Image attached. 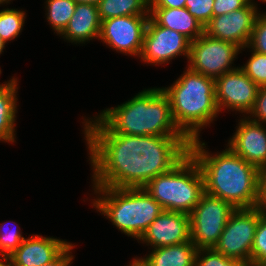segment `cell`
Wrapping results in <instances>:
<instances>
[{"instance_id":"6da1fadb","label":"cell","mask_w":266,"mask_h":266,"mask_svg":"<svg viewBox=\"0 0 266 266\" xmlns=\"http://www.w3.org/2000/svg\"><path fill=\"white\" fill-rule=\"evenodd\" d=\"M98 187L143 188L160 174L172 170L189 154L186 136L84 133Z\"/></svg>"},{"instance_id":"7a4b0ae2","label":"cell","mask_w":266,"mask_h":266,"mask_svg":"<svg viewBox=\"0 0 266 266\" xmlns=\"http://www.w3.org/2000/svg\"><path fill=\"white\" fill-rule=\"evenodd\" d=\"M93 118H83L84 133L185 136L173 120L168 96L156 87L144 89Z\"/></svg>"},{"instance_id":"3957f363","label":"cell","mask_w":266,"mask_h":266,"mask_svg":"<svg viewBox=\"0 0 266 266\" xmlns=\"http://www.w3.org/2000/svg\"><path fill=\"white\" fill-rule=\"evenodd\" d=\"M200 137L191 140L189 154L195 159L204 179V192L218 197L234 208L256 207L259 169L229 147L210 154Z\"/></svg>"},{"instance_id":"277c9868","label":"cell","mask_w":266,"mask_h":266,"mask_svg":"<svg viewBox=\"0 0 266 266\" xmlns=\"http://www.w3.org/2000/svg\"><path fill=\"white\" fill-rule=\"evenodd\" d=\"M186 68L171 86L161 89L169 98L176 126L191 141L199 138L202 127L210 125L220 112L215 79Z\"/></svg>"},{"instance_id":"5b68a950","label":"cell","mask_w":266,"mask_h":266,"mask_svg":"<svg viewBox=\"0 0 266 266\" xmlns=\"http://www.w3.org/2000/svg\"><path fill=\"white\" fill-rule=\"evenodd\" d=\"M91 202L97 212L108 218L118 230L139 242L149 225L164 211L144 188L93 186Z\"/></svg>"},{"instance_id":"8992f818","label":"cell","mask_w":266,"mask_h":266,"mask_svg":"<svg viewBox=\"0 0 266 266\" xmlns=\"http://www.w3.org/2000/svg\"><path fill=\"white\" fill-rule=\"evenodd\" d=\"M164 210L190 214L204 193V179L195 159L188 154L172 170L143 187Z\"/></svg>"},{"instance_id":"52a82bcc","label":"cell","mask_w":266,"mask_h":266,"mask_svg":"<svg viewBox=\"0 0 266 266\" xmlns=\"http://www.w3.org/2000/svg\"><path fill=\"white\" fill-rule=\"evenodd\" d=\"M230 203L204 192L189 214L191 241L197 249H212L218 243L232 212Z\"/></svg>"},{"instance_id":"ba28073f","label":"cell","mask_w":266,"mask_h":266,"mask_svg":"<svg viewBox=\"0 0 266 266\" xmlns=\"http://www.w3.org/2000/svg\"><path fill=\"white\" fill-rule=\"evenodd\" d=\"M259 216L256 207L235 209L213 249L245 265L251 264V250Z\"/></svg>"},{"instance_id":"9c48e42d","label":"cell","mask_w":266,"mask_h":266,"mask_svg":"<svg viewBox=\"0 0 266 266\" xmlns=\"http://www.w3.org/2000/svg\"><path fill=\"white\" fill-rule=\"evenodd\" d=\"M240 51L241 49L231 42L203 33L191 42L187 66L194 72L216 79L238 68L232 64Z\"/></svg>"},{"instance_id":"30bf717a","label":"cell","mask_w":266,"mask_h":266,"mask_svg":"<svg viewBox=\"0 0 266 266\" xmlns=\"http://www.w3.org/2000/svg\"><path fill=\"white\" fill-rule=\"evenodd\" d=\"M150 15H130L101 21L98 40L116 52L140 57Z\"/></svg>"},{"instance_id":"8fae6325","label":"cell","mask_w":266,"mask_h":266,"mask_svg":"<svg viewBox=\"0 0 266 266\" xmlns=\"http://www.w3.org/2000/svg\"><path fill=\"white\" fill-rule=\"evenodd\" d=\"M191 41L175 30L157 25L149 18L140 59L146 64L162 65L178 56L189 58Z\"/></svg>"},{"instance_id":"7c38bea8","label":"cell","mask_w":266,"mask_h":266,"mask_svg":"<svg viewBox=\"0 0 266 266\" xmlns=\"http://www.w3.org/2000/svg\"><path fill=\"white\" fill-rule=\"evenodd\" d=\"M258 88L239 67L224 73L215 79V98L219 112L229 109L248 116L254 106Z\"/></svg>"},{"instance_id":"4fadbf2b","label":"cell","mask_w":266,"mask_h":266,"mask_svg":"<svg viewBox=\"0 0 266 266\" xmlns=\"http://www.w3.org/2000/svg\"><path fill=\"white\" fill-rule=\"evenodd\" d=\"M259 12L257 3L250 1L244 8L212 17L204 27V33L212 38L231 42L241 50L246 49Z\"/></svg>"},{"instance_id":"5bb4252c","label":"cell","mask_w":266,"mask_h":266,"mask_svg":"<svg viewBox=\"0 0 266 266\" xmlns=\"http://www.w3.org/2000/svg\"><path fill=\"white\" fill-rule=\"evenodd\" d=\"M236 127L234 135L228 140L227 147L259 170L265 168L266 124L243 116Z\"/></svg>"},{"instance_id":"9a60e30c","label":"cell","mask_w":266,"mask_h":266,"mask_svg":"<svg viewBox=\"0 0 266 266\" xmlns=\"http://www.w3.org/2000/svg\"><path fill=\"white\" fill-rule=\"evenodd\" d=\"M139 240L150 245L151 249L190 241V217L181 212L164 210Z\"/></svg>"},{"instance_id":"2e32d148","label":"cell","mask_w":266,"mask_h":266,"mask_svg":"<svg viewBox=\"0 0 266 266\" xmlns=\"http://www.w3.org/2000/svg\"><path fill=\"white\" fill-rule=\"evenodd\" d=\"M70 244L53 236L31 235L7 260L10 266H42L56 259Z\"/></svg>"},{"instance_id":"e0dca14e","label":"cell","mask_w":266,"mask_h":266,"mask_svg":"<svg viewBox=\"0 0 266 266\" xmlns=\"http://www.w3.org/2000/svg\"><path fill=\"white\" fill-rule=\"evenodd\" d=\"M100 27L101 19L99 17L98 6L88 3H77L68 26L59 36L74 44H85L92 39L99 38Z\"/></svg>"},{"instance_id":"ac0fdd59","label":"cell","mask_w":266,"mask_h":266,"mask_svg":"<svg viewBox=\"0 0 266 266\" xmlns=\"http://www.w3.org/2000/svg\"><path fill=\"white\" fill-rule=\"evenodd\" d=\"M150 18L159 26L181 33L191 42L204 33V26L192 16L186 7H149Z\"/></svg>"},{"instance_id":"d6986e66","label":"cell","mask_w":266,"mask_h":266,"mask_svg":"<svg viewBox=\"0 0 266 266\" xmlns=\"http://www.w3.org/2000/svg\"><path fill=\"white\" fill-rule=\"evenodd\" d=\"M17 81V78L12 77L0 84V141L2 142H16Z\"/></svg>"},{"instance_id":"ffe728a7","label":"cell","mask_w":266,"mask_h":266,"mask_svg":"<svg viewBox=\"0 0 266 266\" xmlns=\"http://www.w3.org/2000/svg\"><path fill=\"white\" fill-rule=\"evenodd\" d=\"M198 249L193 242L153 248L142 259L148 266H195Z\"/></svg>"},{"instance_id":"44dd1931","label":"cell","mask_w":266,"mask_h":266,"mask_svg":"<svg viewBox=\"0 0 266 266\" xmlns=\"http://www.w3.org/2000/svg\"><path fill=\"white\" fill-rule=\"evenodd\" d=\"M101 21L130 15H150L149 0H101L98 3Z\"/></svg>"},{"instance_id":"7402d4cb","label":"cell","mask_w":266,"mask_h":266,"mask_svg":"<svg viewBox=\"0 0 266 266\" xmlns=\"http://www.w3.org/2000/svg\"><path fill=\"white\" fill-rule=\"evenodd\" d=\"M44 3L47 22L54 32L60 35L68 26L77 3L73 0H46Z\"/></svg>"},{"instance_id":"603a6c76","label":"cell","mask_w":266,"mask_h":266,"mask_svg":"<svg viewBox=\"0 0 266 266\" xmlns=\"http://www.w3.org/2000/svg\"><path fill=\"white\" fill-rule=\"evenodd\" d=\"M24 10L3 8L0 10V37L7 43L19 37L25 24Z\"/></svg>"},{"instance_id":"cb8c5ba5","label":"cell","mask_w":266,"mask_h":266,"mask_svg":"<svg viewBox=\"0 0 266 266\" xmlns=\"http://www.w3.org/2000/svg\"><path fill=\"white\" fill-rule=\"evenodd\" d=\"M9 223L3 222L0 224V258L7 259L10 257L21 245L25 237L22 236V232L19 227L5 229ZM15 222H13L14 224ZM15 225V224H14ZM13 229V230H12Z\"/></svg>"},{"instance_id":"d4e9b609","label":"cell","mask_w":266,"mask_h":266,"mask_svg":"<svg viewBox=\"0 0 266 266\" xmlns=\"http://www.w3.org/2000/svg\"><path fill=\"white\" fill-rule=\"evenodd\" d=\"M251 52L247 63L239 68L259 87L266 86V55Z\"/></svg>"},{"instance_id":"484cf974","label":"cell","mask_w":266,"mask_h":266,"mask_svg":"<svg viewBox=\"0 0 266 266\" xmlns=\"http://www.w3.org/2000/svg\"><path fill=\"white\" fill-rule=\"evenodd\" d=\"M251 264L266 265V216L261 214L251 250Z\"/></svg>"},{"instance_id":"4316f807","label":"cell","mask_w":266,"mask_h":266,"mask_svg":"<svg viewBox=\"0 0 266 266\" xmlns=\"http://www.w3.org/2000/svg\"><path fill=\"white\" fill-rule=\"evenodd\" d=\"M195 266H245L244 263L228 258L212 249H198Z\"/></svg>"},{"instance_id":"83f0119b","label":"cell","mask_w":266,"mask_h":266,"mask_svg":"<svg viewBox=\"0 0 266 266\" xmlns=\"http://www.w3.org/2000/svg\"><path fill=\"white\" fill-rule=\"evenodd\" d=\"M246 48L266 55V13H259L255 19L249 43Z\"/></svg>"},{"instance_id":"f1b7e54d","label":"cell","mask_w":266,"mask_h":266,"mask_svg":"<svg viewBox=\"0 0 266 266\" xmlns=\"http://www.w3.org/2000/svg\"><path fill=\"white\" fill-rule=\"evenodd\" d=\"M214 0H186L185 7L204 27L213 17Z\"/></svg>"},{"instance_id":"f546056e","label":"cell","mask_w":266,"mask_h":266,"mask_svg":"<svg viewBox=\"0 0 266 266\" xmlns=\"http://www.w3.org/2000/svg\"><path fill=\"white\" fill-rule=\"evenodd\" d=\"M248 115L252 121L266 124V86L258 88L254 106Z\"/></svg>"},{"instance_id":"4dcf8cb0","label":"cell","mask_w":266,"mask_h":266,"mask_svg":"<svg viewBox=\"0 0 266 266\" xmlns=\"http://www.w3.org/2000/svg\"><path fill=\"white\" fill-rule=\"evenodd\" d=\"M250 0H214L213 17L244 8Z\"/></svg>"},{"instance_id":"1f68e13d","label":"cell","mask_w":266,"mask_h":266,"mask_svg":"<svg viewBox=\"0 0 266 266\" xmlns=\"http://www.w3.org/2000/svg\"><path fill=\"white\" fill-rule=\"evenodd\" d=\"M256 208L259 214L266 216V167L259 170V191Z\"/></svg>"},{"instance_id":"d6a6232c","label":"cell","mask_w":266,"mask_h":266,"mask_svg":"<svg viewBox=\"0 0 266 266\" xmlns=\"http://www.w3.org/2000/svg\"><path fill=\"white\" fill-rule=\"evenodd\" d=\"M75 247L74 244H70L56 259L42 266H70L74 260L72 250Z\"/></svg>"},{"instance_id":"836d02e7","label":"cell","mask_w":266,"mask_h":266,"mask_svg":"<svg viewBox=\"0 0 266 266\" xmlns=\"http://www.w3.org/2000/svg\"><path fill=\"white\" fill-rule=\"evenodd\" d=\"M186 0H149V7L184 8Z\"/></svg>"},{"instance_id":"e575fe53","label":"cell","mask_w":266,"mask_h":266,"mask_svg":"<svg viewBox=\"0 0 266 266\" xmlns=\"http://www.w3.org/2000/svg\"><path fill=\"white\" fill-rule=\"evenodd\" d=\"M127 266H148L144 260L142 259V257H136L134 258L132 261H130L129 265Z\"/></svg>"},{"instance_id":"d590c367","label":"cell","mask_w":266,"mask_h":266,"mask_svg":"<svg viewBox=\"0 0 266 266\" xmlns=\"http://www.w3.org/2000/svg\"><path fill=\"white\" fill-rule=\"evenodd\" d=\"M73 1H75L76 3H88V4L98 5V3L101 0H73Z\"/></svg>"},{"instance_id":"8d00e7d4","label":"cell","mask_w":266,"mask_h":266,"mask_svg":"<svg viewBox=\"0 0 266 266\" xmlns=\"http://www.w3.org/2000/svg\"><path fill=\"white\" fill-rule=\"evenodd\" d=\"M7 43L0 37V55L2 54V52L4 51L5 49V45Z\"/></svg>"},{"instance_id":"74e56055","label":"cell","mask_w":266,"mask_h":266,"mask_svg":"<svg viewBox=\"0 0 266 266\" xmlns=\"http://www.w3.org/2000/svg\"><path fill=\"white\" fill-rule=\"evenodd\" d=\"M0 266H10L7 259L0 258Z\"/></svg>"},{"instance_id":"f35d334b","label":"cell","mask_w":266,"mask_h":266,"mask_svg":"<svg viewBox=\"0 0 266 266\" xmlns=\"http://www.w3.org/2000/svg\"><path fill=\"white\" fill-rule=\"evenodd\" d=\"M11 0H0V5L9 4Z\"/></svg>"},{"instance_id":"ab89813d","label":"cell","mask_w":266,"mask_h":266,"mask_svg":"<svg viewBox=\"0 0 266 266\" xmlns=\"http://www.w3.org/2000/svg\"><path fill=\"white\" fill-rule=\"evenodd\" d=\"M245 266H266V265H255V264H247Z\"/></svg>"},{"instance_id":"60d3db41","label":"cell","mask_w":266,"mask_h":266,"mask_svg":"<svg viewBox=\"0 0 266 266\" xmlns=\"http://www.w3.org/2000/svg\"><path fill=\"white\" fill-rule=\"evenodd\" d=\"M252 3H255V2H253L254 0H250ZM260 1H262V2H266V0H260Z\"/></svg>"}]
</instances>
